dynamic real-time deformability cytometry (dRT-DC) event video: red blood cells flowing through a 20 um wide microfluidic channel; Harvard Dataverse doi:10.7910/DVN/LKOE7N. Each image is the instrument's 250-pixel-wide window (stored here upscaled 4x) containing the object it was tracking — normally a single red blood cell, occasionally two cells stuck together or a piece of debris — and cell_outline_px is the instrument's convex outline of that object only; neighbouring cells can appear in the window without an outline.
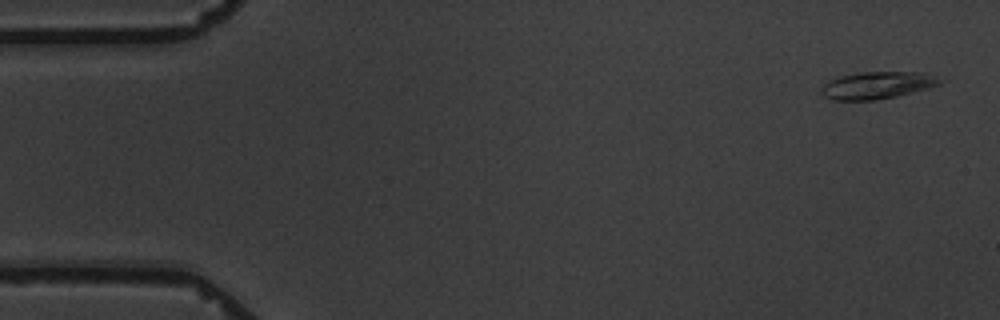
{"species": "common noctule bat (a hibernating species)", "species_latin": "Nyctalus noctula", "temperature_condition": "warm", "stored_images_in_passage": 5, "camera_frame_rate_fps": 3000, "um_per_image_px": 0.085, "animal": {"sex": "male", "body_mass_g": 19.5, "forearm_length_mm": 54.6}, "frame": {"image": 1, "passage_image": 1, "time_ms": 0.0, "image_size_px": [1000, 320], "cell_outline_px": [[948, 80], [944, 84], [896, 96], [876, 100], [832, 100], [824, 96], [820, 92], [820, 88], [828, 80], [840, 76], [860, 72], [924, 72]], "centroid_in_image_um": [74.62, 7.24], "position_along_channel_um": 10.4, "area_um2": 19.13}}
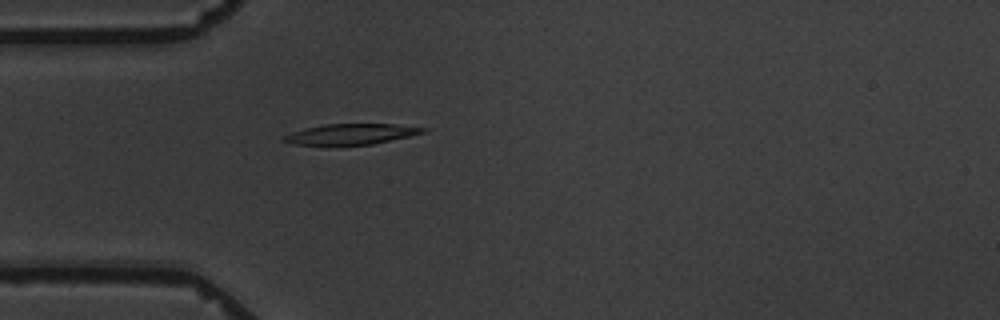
{"frame": {"image": 2, "passage_image": 5, "time_ms": 4.667, "image_size_px": [1000, 320], "cell_outline_px": [[428, 128], [424, 132], [408, 136], [372, 144], [296, 144], [280, 140], [284, 136], [292, 132], [304, 128], [324, 124], [396, 124]], "centroid_in_image_um": [29.83, 11.38], "position_along_channel_um": 55.2, "area_um2": 16.3}}